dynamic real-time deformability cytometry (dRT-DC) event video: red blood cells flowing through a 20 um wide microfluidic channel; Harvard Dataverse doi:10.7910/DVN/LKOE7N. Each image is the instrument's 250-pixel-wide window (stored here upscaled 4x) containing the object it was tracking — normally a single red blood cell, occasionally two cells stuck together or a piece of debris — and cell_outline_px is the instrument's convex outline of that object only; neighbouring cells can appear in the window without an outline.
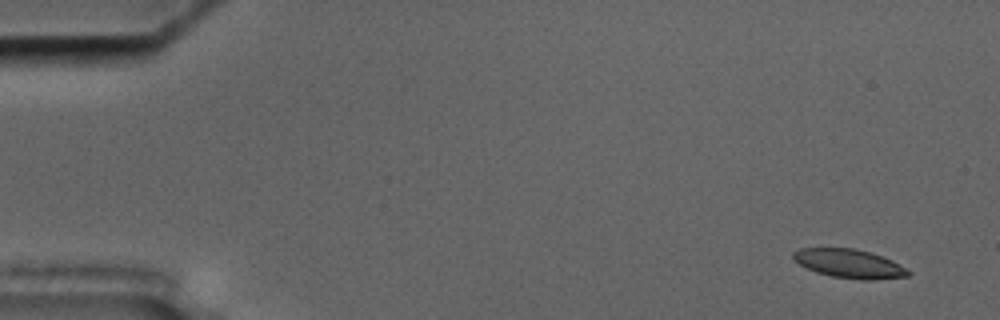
{"species": "common noctule bat (a hibernating species)", "species_latin": "Nyctalus noctula", "temperature_condition": "cold", "stored_images_in_passage": 5, "camera_frame_rate_fps": 3000, "um_per_image_px": 0.085, "animal": {"sex": "male", "body_mass_g": 17.5, "forearm_length_mm": 52.3}, "frame": {"image": 1, "passage_image": 1, "time_ms": 0.0, "image_size_px": [1000, 320], "cell_outline_px": [[912, 272], [908, 276], [872, 280], [860, 280], [832, 276], [816, 272], [792, 260], [792, 252], [800, 248], [852, 248], [868, 252], [892, 260], [900, 264]], "centroid_in_image_um": [72.17, 22.41], "position_along_channel_um": 12.8, "area_um2": 19.25}}
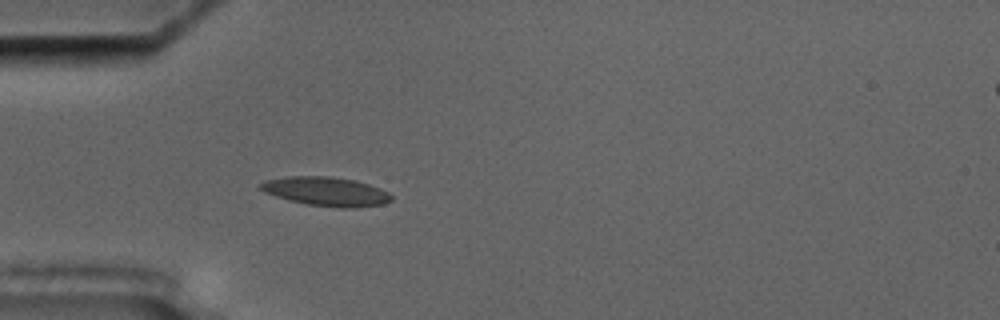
{"frame": {"image": 2, "passage_image": 5, "time_ms": 4.667, "image_size_px": [1000, 320], "cell_outline_px": [[392, 200], [384, 204], [356, 208], [340, 208], [308, 204], [288, 200], [264, 192], [260, 188], [260, 184], [268, 180], [288, 176], [328, 176], [356, 180], [380, 188], [388, 192], [392, 196]], "centroid_in_image_um": [27.76, 16.28], "position_along_channel_um": 57.2, "area_um2": 22.08}}